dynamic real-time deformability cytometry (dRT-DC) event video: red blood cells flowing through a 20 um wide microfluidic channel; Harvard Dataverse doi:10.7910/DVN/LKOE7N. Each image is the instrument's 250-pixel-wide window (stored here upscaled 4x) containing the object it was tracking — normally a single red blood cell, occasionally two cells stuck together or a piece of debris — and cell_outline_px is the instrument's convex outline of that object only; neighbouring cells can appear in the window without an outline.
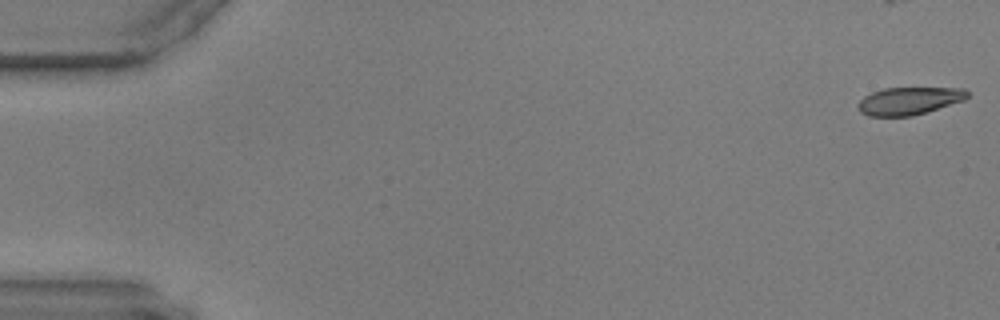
{"species": "common noctule bat (a hibernating species)", "species_latin": "Nyctalus noctula", "temperature_condition": "warm", "stored_images_in_passage": 59, "camera_frame_rate_fps": 3000, "um_per_image_px": 0.085, "animal": {"sex": "male", "body_mass_g": 17.9, "forearm_length_mm": 54.2}, "frame": {"image": 1, "passage_image": 1, "time_ms": 0.0, "image_size_px": [1000, 320], "cell_outline_px": [[968, 96], [964, 100], [912, 116], [868, 116], [860, 112], [856, 108], [856, 104], [864, 96], [872, 92], [884, 88], [964, 88], [968, 92]], "centroid_in_image_um": [77.22, 8.57], "position_along_channel_um": 7.8, "area_um2": 17.57}}
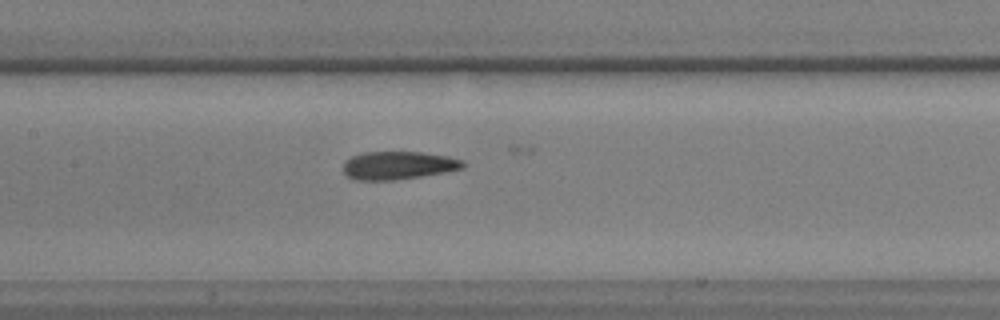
{"frame": {"image": 2, "passage_image": 28, "time_ms": 9.0, "image_size_px": [1000, 320], "cell_outline_px": [[464, 168], [444, 172], [396, 180], [356, 180], [348, 176], [344, 172], [344, 160], [352, 156], [364, 152], [424, 152], [448, 156], [464, 160]], "centroid_in_image_um": [33.86, 14.05], "position_along_channel_um": 173.5, "area_um2": 19.59}}
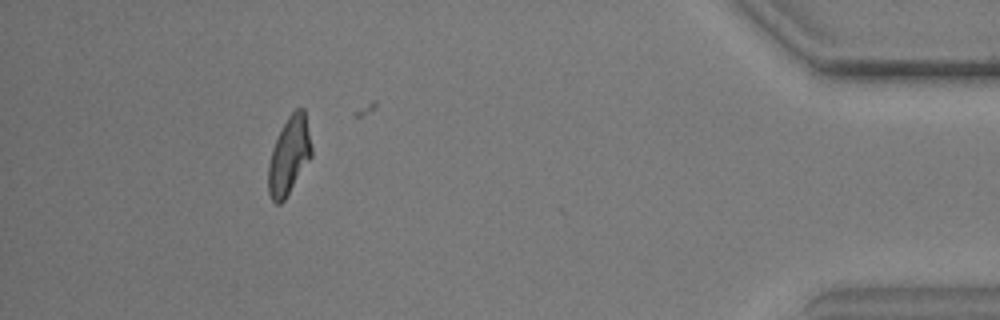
{"frame": {"image": 3, "passage_image": 53, "time_ms": 17.333, "image_size_px": [1000, 320], "cell_outline_px": [[312, 156], [284, 200], [280, 204], [276, 204], [272, 200], [268, 192], [268, 164], [272, 148], [288, 116], [296, 108], [304, 108], [312, 148]], "centroid_in_image_um": [24.57, 13.24], "position_along_channel_um": 410.6, "area_um2": 19.36}}